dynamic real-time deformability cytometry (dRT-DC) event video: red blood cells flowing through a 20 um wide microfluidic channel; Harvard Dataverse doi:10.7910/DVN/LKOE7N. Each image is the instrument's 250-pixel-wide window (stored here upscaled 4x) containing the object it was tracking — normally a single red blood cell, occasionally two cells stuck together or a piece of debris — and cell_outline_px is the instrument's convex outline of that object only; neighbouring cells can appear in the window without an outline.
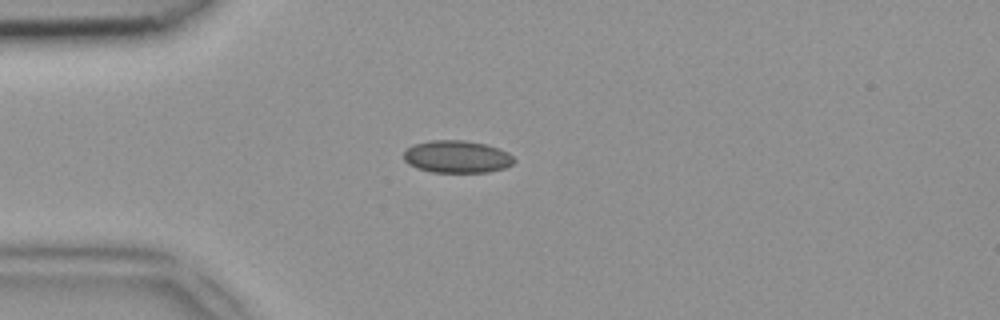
{"species": "common noctule bat (a hibernating species)", "species_latin": "Nyctalus noctula", "temperature_condition": "room temperature", "stored_images_in_passage": 34, "camera_frame_rate_fps": 3000, "um_per_image_px": 0.085, "animal": {"sex": "female", "body_mass_g": 18.4}, "frame": {"image": 1, "passage_image": 4, "time_ms": 1.0, "image_size_px": [1000, 320], "cell_outline_px": [[516, 160], [512, 164], [504, 168], [488, 172], [432, 172], [416, 168], [408, 164], [404, 160], [404, 152], [412, 144], [428, 140], [464, 140], [484, 144], [508, 152]], "centroid_in_image_um": [38.81, 13.32], "position_along_channel_um": 46.2, "area_um2": 20.87}}
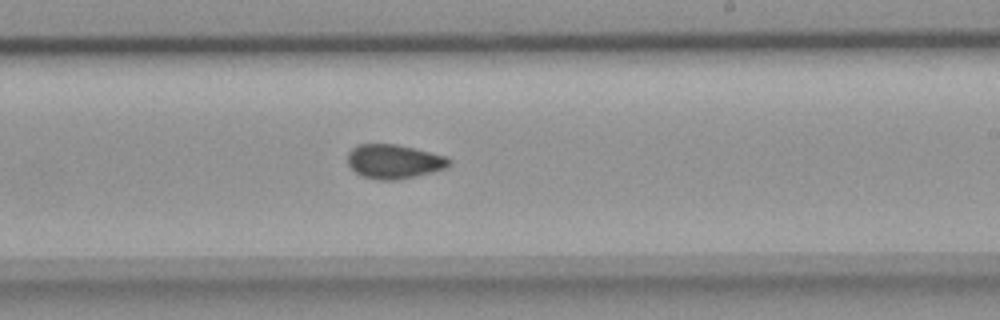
{"frame": {"image": 2, "passage_image": 20, "time_ms": 6.333, "image_size_px": [1000, 320], "cell_outline_px": [[452, 164], [448, 168], [432, 172], [396, 180], [380, 180], [364, 176], [356, 172], [348, 164], [348, 152], [356, 144], [396, 144], [416, 148], [448, 156], [452, 160]], "centroid_in_image_um": [33.55, 13.71], "position_along_channel_um": 255.5, "area_um2": 20.4}}
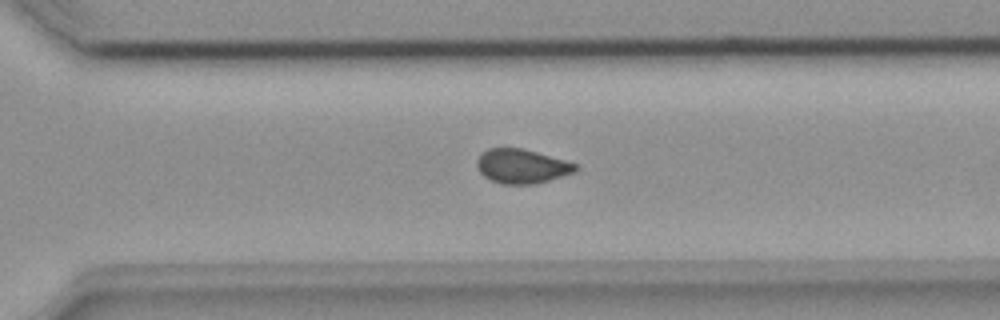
{"frame": {"image": 3, "passage_image": 25, "time_ms": 8.0, "image_size_px": [1000, 320], "cell_outline_px": [[580, 168], [576, 172], [536, 184], [500, 184], [484, 176], [480, 172], [476, 164], [476, 160], [480, 152], [488, 148], [524, 148], [568, 160], [576, 164]], "centroid_in_image_um": [44.38, 14.12], "position_along_channel_um": 326.2, "area_um2": 20.11}}